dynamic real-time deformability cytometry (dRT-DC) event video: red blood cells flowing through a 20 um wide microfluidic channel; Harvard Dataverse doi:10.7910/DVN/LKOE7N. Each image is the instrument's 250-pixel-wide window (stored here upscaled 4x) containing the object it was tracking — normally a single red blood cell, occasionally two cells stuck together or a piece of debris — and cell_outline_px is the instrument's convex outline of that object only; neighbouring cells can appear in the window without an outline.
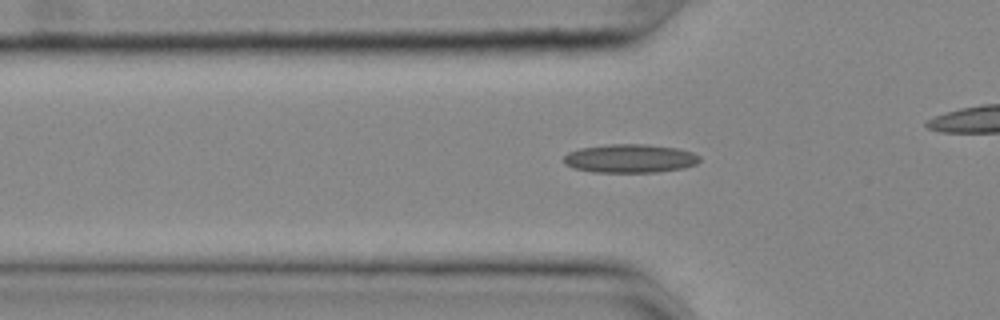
{"species": "common noctule bat (a hibernating species)", "species_latin": "Nyctalus noctula", "temperature_condition": "cold", "stored_images_in_passage": 32, "camera_frame_rate_fps": 3000, "um_per_image_px": 0.085, "animal": {"sex": "female", "body_mass_g": 25.1}, "frame": {"image": 1, "passage_image": 5, "time_ms": 1.333, "image_size_px": [1000, 320], "cell_outline_px": [[700, 160], [696, 164], [684, 168], [656, 172], [592, 172], [572, 168], [564, 164], [564, 156], [568, 152], [580, 148], [608, 144], [644, 144], [676, 148], [692, 152], [700, 156]], "centroid_in_image_um": [53.53, 13.47], "position_along_channel_um": 72.3, "area_um2": 22.72}}
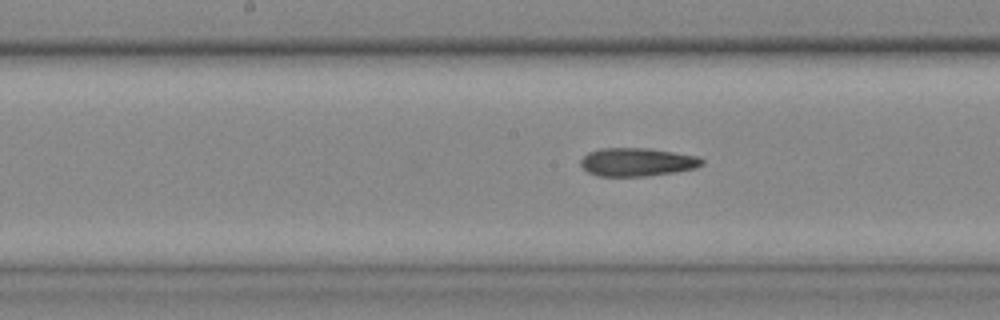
{"frame": {"image": 2, "passage_image": 15, "time_ms": 4.667, "image_size_px": [1000, 320], "cell_outline_px": [[704, 164], [696, 168], [676, 172], [648, 176], [600, 176], [588, 172], [580, 164], [580, 160], [588, 152], [600, 148], [648, 148], [700, 156], [704, 160]], "centroid_in_image_um": [54.19, 13.77], "position_along_channel_um": 194.0, "area_um2": 20.17}}
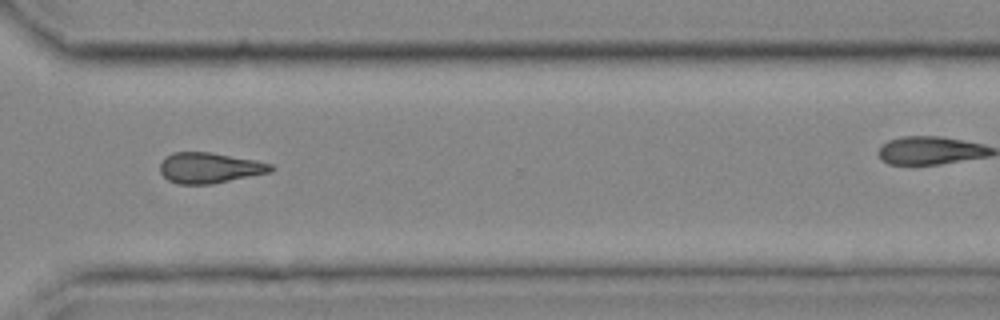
{"frame": {"image": 3, "passage_image": 28, "time_ms": 9.0, "image_size_px": [1000, 320], "cell_outline_px": [[276, 168], [272, 172], [212, 184], [180, 184], [168, 180], [160, 172], [160, 164], [164, 156], [172, 152], [208, 152], [256, 160], [272, 164]], "centroid_in_image_um": [17.82, 14.26], "position_along_channel_um": 352.8, "area_um2": 19.88}}